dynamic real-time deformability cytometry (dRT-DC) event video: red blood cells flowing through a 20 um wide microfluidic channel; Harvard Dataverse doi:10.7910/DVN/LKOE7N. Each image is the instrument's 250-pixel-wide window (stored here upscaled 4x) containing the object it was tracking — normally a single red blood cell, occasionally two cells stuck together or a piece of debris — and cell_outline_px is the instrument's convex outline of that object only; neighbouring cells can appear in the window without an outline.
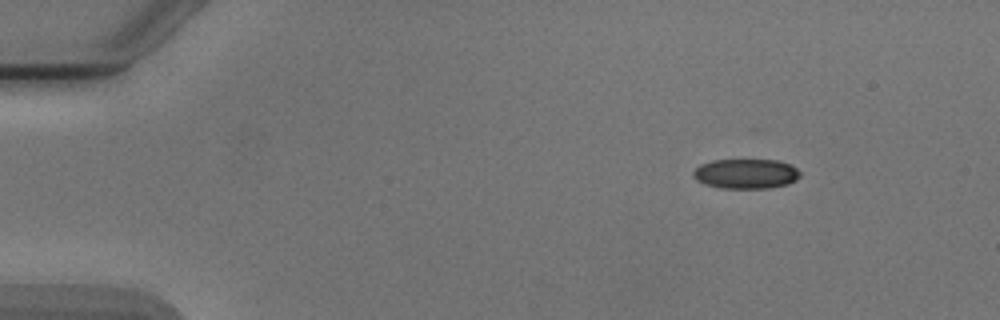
{"species": "Egyptian fruit bat (a non-hibernating species)", "species_latin": "Rousettus aegyptiacus", "temperature_condition": "cold", "stored_images_in_passage": 5, "camera_frame_rate_fps": 3000, "um_per_image_px": 0.085, "animal": {"sex": "male"}, "frame": {"image": 1, "passage_image": 1, "time_ms": 0.0, "image_size_px": [1000, 320], "cell_outline_px": [[800, 176], [796, 180], [788, 184], [768, 188], [720, 188], [704, 184], [696, 180], [692, 176], [692, 172], [700, 164], [712, 160], [776, 160], [792, 164], [800, 172]], "centroid_in_image_um": [63.39, 14.77], "position_along_channel_um": 21.6, "area_um2": 18.73}}
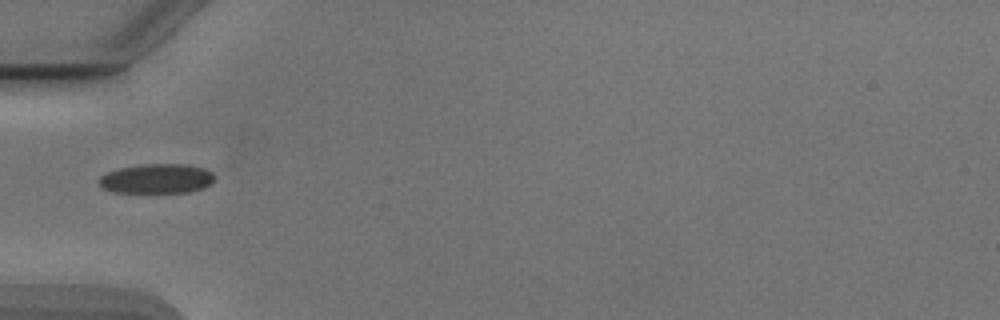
{"frame": {"image": 2, "passage_image": 4, "time_ms": 3.667, "image_size_px": [1000, 320], "cell_outline_px": [[212, 184], [204, 188], [188, 192], [112, 192], [104, 188], [100, 184], [100, 176], [108, 172], [120, 168], [144, 164], [184, 164], [204, 168], [212, 172]], "centroid_in_image_um": [13.34, 15.18], "position_along_channel_um": 71.7, "area_um2": 19.71}}
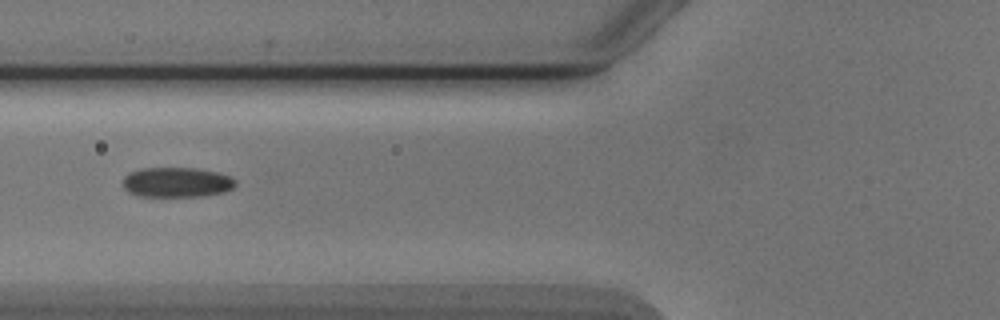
{"frame": {"image": 3, "passage_image": 5, "time_ms": 4.667, "image_size_px": [1000, 320], "cell_outline_px": [[236, 184], [232, 188], [224, 192], [200, 196], [136, 196], [128, 192], [124, 188], [124, 176], [132, 172], [144, 168], [196, 168], [220, 172], [232, 176], [236, 180]], "centroid_in_image_um": [15.06, 15.49], "position_along_channel_um": 110.7, "area_um2": 19.71}}